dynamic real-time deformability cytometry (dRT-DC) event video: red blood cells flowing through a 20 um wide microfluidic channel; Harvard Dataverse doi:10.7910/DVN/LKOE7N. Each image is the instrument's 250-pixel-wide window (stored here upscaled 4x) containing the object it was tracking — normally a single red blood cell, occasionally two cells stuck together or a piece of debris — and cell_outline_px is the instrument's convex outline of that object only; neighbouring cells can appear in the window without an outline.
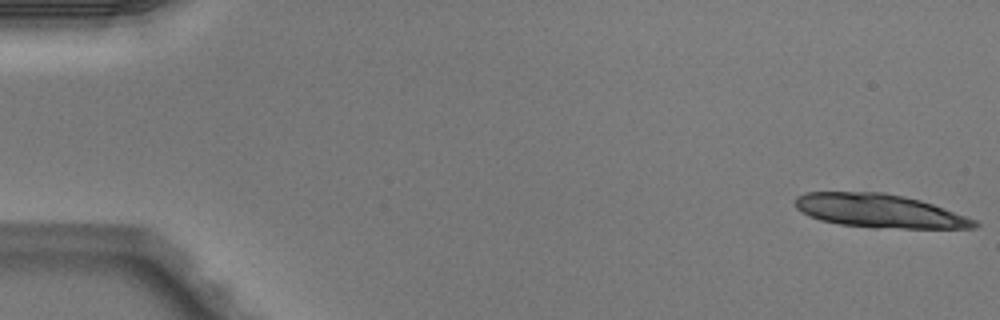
{"species": "Egyptian fruit bat (a non-hibernating species)", "species_latin": "Rousettus aegyptiacus", "temperature_condition": "warm", "stored_images_in_passage": 5, "camera_frame_rate_fps": 3000, "um_per_image_px": 0.085, "animal": {"sex": "male"}, "frame": {"image": 1, "passage_image": 1, "time_ms": 0.0, "image_size_px": [1000, 320], "cell_outline_px": [[980, 224], [976, 228], [876, 228], [840, 224], [820, 220], [796, 208], [796, 196], [804, 192], [880, 192], [904, 196], [920, 200], [932, 204], [976, 220]], "centroid_in_image_um": [74.76, 17.93], "position_along_channel_um": 10.2, "area_um2": 34.74}}